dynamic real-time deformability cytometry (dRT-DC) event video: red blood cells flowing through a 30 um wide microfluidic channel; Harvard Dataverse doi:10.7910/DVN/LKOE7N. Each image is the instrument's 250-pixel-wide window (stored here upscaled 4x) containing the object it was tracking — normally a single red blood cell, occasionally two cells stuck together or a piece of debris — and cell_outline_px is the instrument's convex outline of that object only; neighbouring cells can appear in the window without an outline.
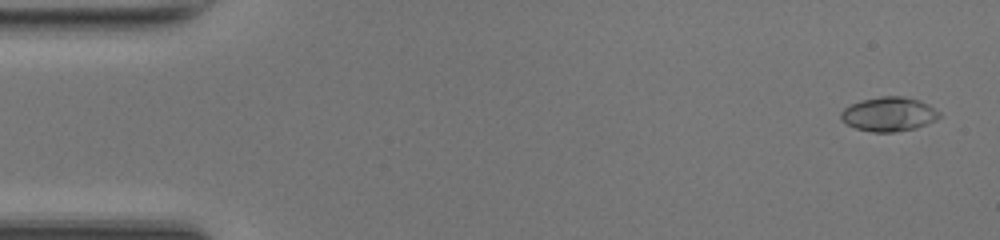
{"species": "common noctule bat (a hibernating species)", "species_latin": "Nyctalus noctula", "temperature_condition": "room temperature", "stored_images_in_passage": 49, "camera_frame_rate_fps": 3000, "um_per_image_px": 0.085, "animal": {"sex": "female", "body_mass_g": 17.0, "forearm_length_mm": 48.0}, "frame": {"image": 1, "passage_image": 2, "time_ms": 0.333, "image_size_px": [1000, 240], "cell_outline_px": [[940, 116], [936, 120], [916, 128], [896, 132], [872, 132], [856, 128], [848, 124], [840, 116], [840, 112], [844, 108], [860, 100], [880, 96], [900, 96], [920, 100], [928, 104], [940, 112]], "centroid_in_image_um": [75.57, 9.7], "position_along_channel_um": 9.4, "area_um2": 19.59}}
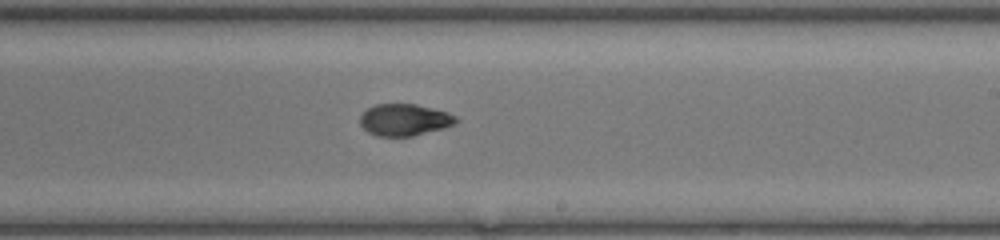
{"frame": {"image": 2, "passage_image": 29, "time_ms": 9.333, "image_size_px": [1000, 240], "cell_outline_px": [[460, 120], [456, 124], [444, 128], [412, 136], [376, 136], [368, 132], [360, 124], [360, 116], [368, 108], [376, 104], [416, 104], [448, 112], [456, 116]], "centroid_in_image_um": [34.41, 10.18], "position_along_channel_um": 254.6, "area_um2": 17.86}}
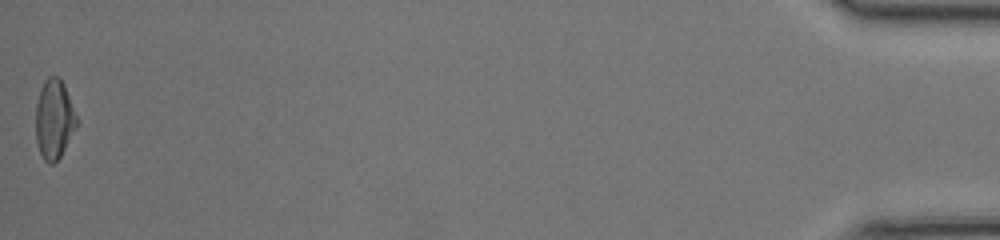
{"frame": {"image": 3, "passage_image": 49, "time_ms": 16.0, "image_size_px": [1000, 240], "cell_outline_px": [[80, 124], [60, 156], [52, 164], [48, 164], [44, 160], [40, 152], [36, 140], [36, 104], [40, 88], [44, 80], [48, 76], [60, 76], [64, 84], [80, 120]], "centroid_in_image_um": [4.64, 10.11], "position_along_channel_um": 430.6, "area_um2": 19.48}, "authors_computed_cell_mechanics": {"area_um2": 18.6116, "velocity_mm_per_s": 4.2405, "shape_relaxation_time_tau1_ms": 4.5704, "shape_relaxation_time_tau2_ms": 2.8252, "deformation_change_tau1": 0.1773, "deformation_change_tau2": 0.0782}}